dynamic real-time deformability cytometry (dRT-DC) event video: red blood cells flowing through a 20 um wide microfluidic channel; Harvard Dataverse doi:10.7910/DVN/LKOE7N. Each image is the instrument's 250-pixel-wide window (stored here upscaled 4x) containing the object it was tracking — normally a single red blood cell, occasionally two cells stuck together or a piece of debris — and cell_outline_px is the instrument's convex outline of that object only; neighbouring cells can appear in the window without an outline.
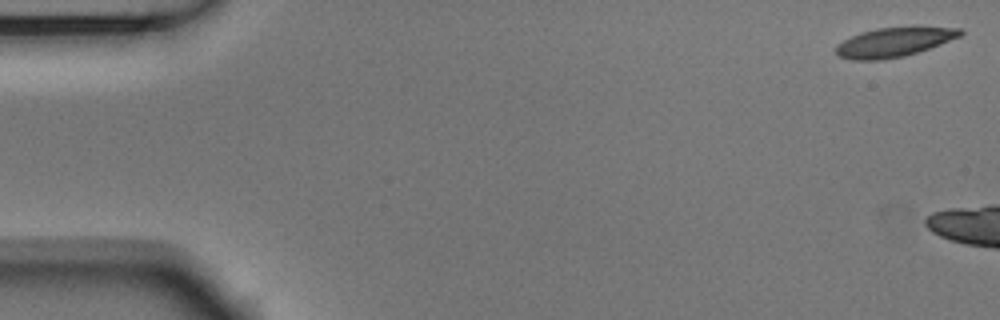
{"species": "Egyptian fruit bat (a non-hibernating species)", "species_latin": "Rousettus aegyptiacus", "temperature_condition": "room temperature", "stored_images_in_passage": 6, "camera_frame_rate_fps": 3000, "um_per_image_px": 0.085, "animal": {"sex": "male"}, "frame": {"image": 1, "passage_image": 1, "time_ms": 0.0, "image_size_px": [1000, 320], "cell_outline_px": [[964, 32], [960, 36], [940, 44], [904, 56], [880, 60], [852, 60], [840, 56], [836, 52], [836, 48], [844, 40], [860, 32], [876, 28], [912, 24], [916, 24], [960, 28]], "centroid_in_image_um": [76.07, 3.52], "position_along_channel_um": 8.9, "area_um2": 21.79}}